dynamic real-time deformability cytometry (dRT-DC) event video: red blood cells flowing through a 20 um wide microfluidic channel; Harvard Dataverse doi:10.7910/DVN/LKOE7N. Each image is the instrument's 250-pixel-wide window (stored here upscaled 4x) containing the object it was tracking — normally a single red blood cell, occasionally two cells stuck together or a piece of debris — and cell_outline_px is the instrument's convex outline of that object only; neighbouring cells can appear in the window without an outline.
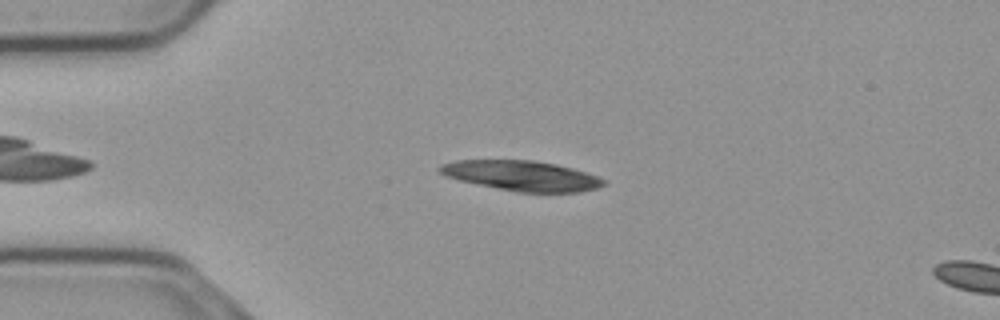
{"species": "common noctule bat (a hibernating species)", "species_latin": "Nyctalus noctula", "temperature_condition": "cold", "stored_images_in_passage": 8, "camera_frame_rate_fps": 3000, "um_per_image_px": 0.085, "animal": {"sex": "male", "body_mass_g": 23.1, "forearm_length_mm": 52.7}, "frame": {"image": 1, "passage_image": 4, "time_ms": 1.0, "image_size_px": [1000, 320], "cell_outline_px": [[608, 180], [604, 184], [596, 188], [580, 192], [516, 192], [460, 180], [444, 176], [436, 168], [440, 164], [456, 160], [532, 160], [556, 164], [572, 168]], "centroid_in_image_um": [44.32, 14.93], "position_along_channel_um": 40.7, "area_um2": 28.61}}